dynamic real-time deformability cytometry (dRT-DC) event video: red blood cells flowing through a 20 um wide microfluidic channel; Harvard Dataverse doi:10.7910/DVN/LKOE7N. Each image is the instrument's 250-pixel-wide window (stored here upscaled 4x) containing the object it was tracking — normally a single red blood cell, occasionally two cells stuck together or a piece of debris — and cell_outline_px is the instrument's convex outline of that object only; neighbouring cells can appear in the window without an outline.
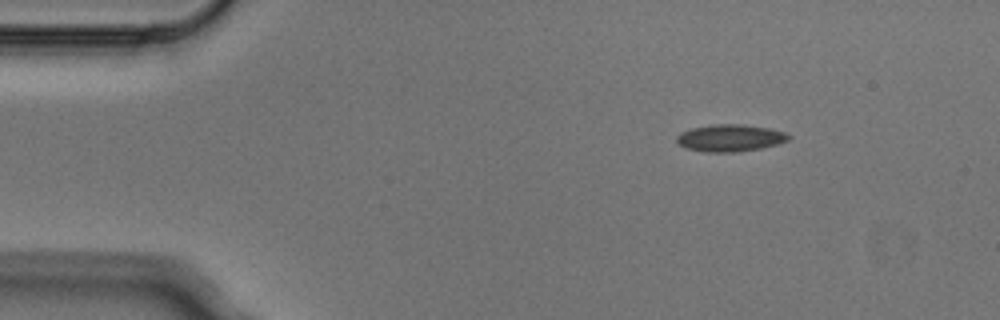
{"species": "Egyptian fruit bat (a non-hibernating species)", "species_latin": "Rousettus aegyptiacus", "temperature_condition": "cold", "stored_images_in_passage": 5, "camera_frame_rate_fps": 3000, "um_per_image_px": 0.085, "animal": {"sex": "male"}, "frame": {"image": 1, "passage_image": 5, "time_ms": 1.333, "image_size_px": [1000, 320], "cell_outline_px": [[792, 136], [788, 140], [776, 144], [760, 148], [736, 152], [704, 152], [688, 148], [680, 144], [676, 140], [676, 136], [680, 132], [692, 128], [712, 124], [744, 124], [768, 128], [784, 132]], "centroid_in_image_um": [62.05, 11.72], "position_along_channel_um": 23.0, "area_um2": 17.57}}